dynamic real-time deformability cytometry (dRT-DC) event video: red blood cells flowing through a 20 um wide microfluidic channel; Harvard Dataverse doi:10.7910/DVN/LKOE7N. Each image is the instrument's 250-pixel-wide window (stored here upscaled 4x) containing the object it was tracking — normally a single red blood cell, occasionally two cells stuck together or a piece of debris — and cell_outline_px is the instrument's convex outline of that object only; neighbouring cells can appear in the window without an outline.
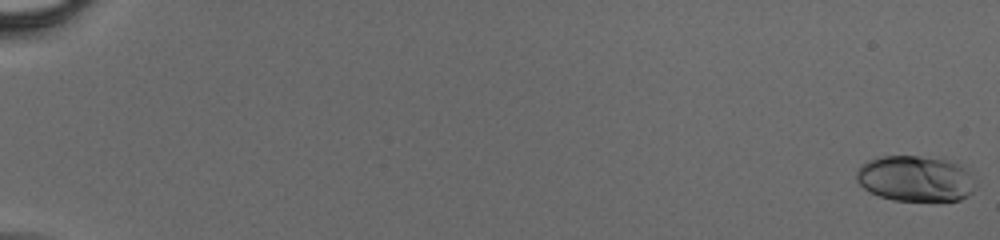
{"species": "human", "species_latin": "Homo sapiens", "temperature_condition": "cold", "stored_images_in_passage": 58, "camera_frame_rate_fps": 3000, "um_per_image_px": 0.085, "donor": {"sex": "male"}, "frame": {"image": 1, "passage_image": 1, "time_ms": 0.0, "image_size_px": [1000, 240], "cell_outline_px": [[976, 188], [968, 196], [960, 200], [892, 200], [880, 196], [864, 188], [856, 180], [856, 172], [868, 160], [880, 156], [920, 156], [956, 160], [968, 172], [976, 184]], "centroid_in_image_um": [77.85, 15.17], "position_along_channel_um": 7.2, "area_um2": 31.85}}
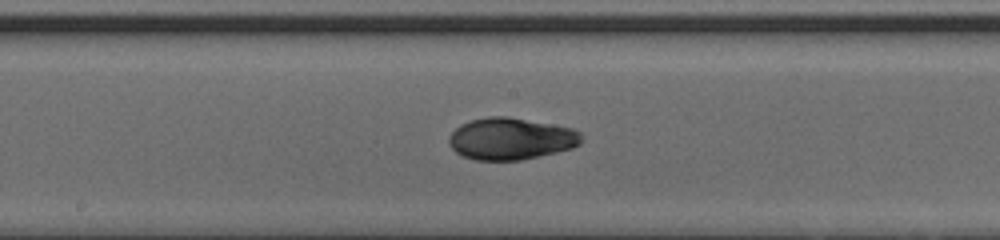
{"frame": {"image": 2, "passage_image": 34, "time_ms": 11.0, "image_size_px": [1000, 240], "cell_outline_px": [[584, 140], [580, 144], [572, 148], [540, 156], [520, 160], [476, 160], [464, 156], [456, 152], [448, 144], [448, 136], [460, 124], [472, 120], [488, 116], [508, 116], [576, 128], [580, 132]], "centroid_in_image_um": [43.45, 11.78], "position_along_channel_um": 204.7, "area_um2": 32.66}}
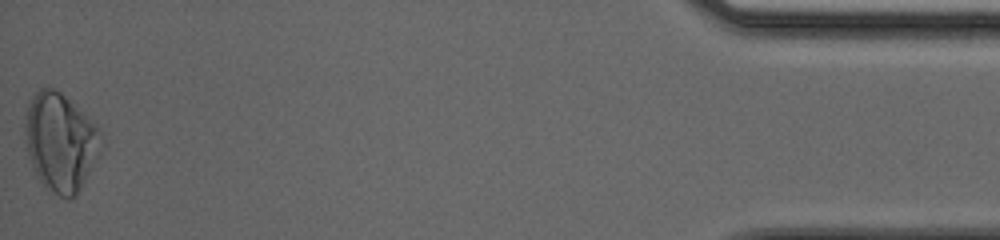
{"frame": {"image": 3, "passage_image": 58, "time_ms": 19.0, "image_size_px": [1000, 240], "cell_outline_px": [[100, 152], [80, 188], [72, 200], [68, 200], [60, 196], [44, 184], [36, 176], [24, 140], [24, 116], [28, 104], [32, 96], [40, 88], [52, 88], [60, 92], [100, 132]], "centroid_in_image_um": [5.07, 12.08], "position_along_channel_um": 430.1, "area_um2": 42.48}}